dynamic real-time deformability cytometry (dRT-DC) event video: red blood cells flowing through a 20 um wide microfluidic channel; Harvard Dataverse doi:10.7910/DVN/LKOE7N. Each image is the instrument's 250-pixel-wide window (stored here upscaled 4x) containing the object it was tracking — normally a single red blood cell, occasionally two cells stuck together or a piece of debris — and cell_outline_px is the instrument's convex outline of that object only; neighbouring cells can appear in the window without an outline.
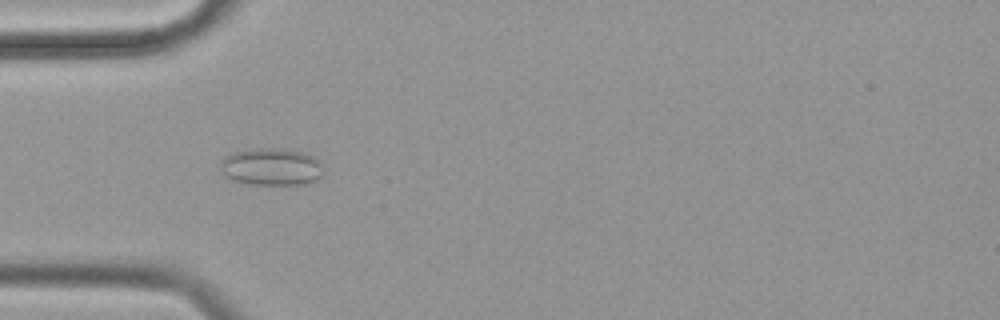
{"species": "common noctule bat (a hibernating species)", "species_latin": "Nyctalus noctula", "temperature_condition": "cold", "stored_images_in_passage": 41, "camera_frame_rate_fps": 3000, "um_per_image_px": 0.085, "animal": {"sex": "female", "body_mass_g": 19.9}, "frame": {"image": 1, "passage_image": 1, "time_ms": 0.0, "image_size_px": [1000, 320], "cell_outline_px": [[324, 172], [316, 180], [304, 184], [248, 184], [232, 180], [224, 172], [220, 164], [220, 160], [228, 152], [260, 148], [284, 148], [300, 152], [312, 156], [320, 160], [324, 164]], "centroid_in_image_um": [23.09, 14.16], "position_along_channel_um": 61.9, "area_um2": 22.6}}
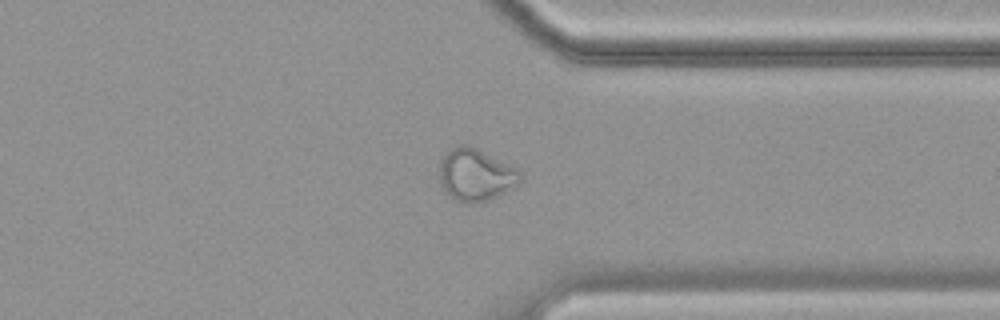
{"frame": {"image": 2, "passage_image": 28, "time_ms": 9.0, "image_size_px": [1000, 320], "cell_outline_px": [[520, 184], [488, 200], [476, 204], [464, 204], [448, 196], [440, 180], [440, 164], [444, 156], [452, 148], [460, 144], [468, 144], [516, 168], [520, 172]], "centroid_in_image_um": [40.43, 14.89], "position_along_channel_um": 371.0, "area_um2": 24.39}}
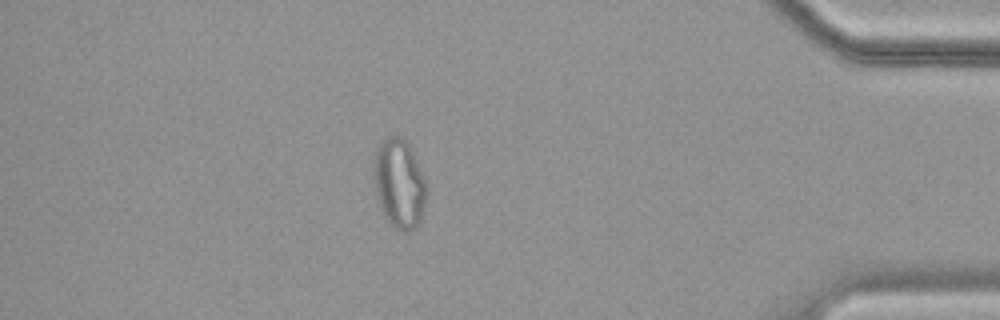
{"frame": {"image": 3, "passage_image": 34, "time_ms": 11.0, "image_size_px": [1000, 320], "cell_outline_px": [[424, 212], [416, 224], [412, 228], [404, 232], [396, 228], [384, 216], [380, 204], [376, 188], [376, 148], [388, 136], [404, 136], [412, 152], [424, 180]], "centroid_in_image_um": [33.94, 15.58], "position_along_channel_um": 401.3, "area_um2": 25.95}, "authors_computed_cell_mechanics": {"area_um2": 19.074, "velocity_mm_per_s": 3.4724, "shape_relaxation_time_tau1_ms": null, "shape_relaxation_time_tau2_ms": 2.0358, "deformation_change_tau1": null, "deformation_change_tau2": 0.0577}}